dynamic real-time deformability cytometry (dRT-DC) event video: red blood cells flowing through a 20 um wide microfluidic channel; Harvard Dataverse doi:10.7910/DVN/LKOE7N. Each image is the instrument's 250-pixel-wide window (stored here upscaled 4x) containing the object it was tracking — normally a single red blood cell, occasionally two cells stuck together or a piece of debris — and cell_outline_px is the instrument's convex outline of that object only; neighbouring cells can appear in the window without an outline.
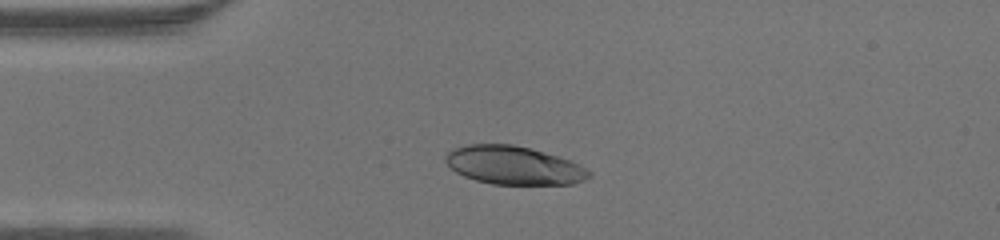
{"species": "human", "species_latin": "Homo sapiens", "temperature_condition": "warm", "stored_images_in_passage": 36, "camera_frame_rate_fps": 3000, "um_per_image_px": 0.085, "donor": {"sex": "male"}, "frame": {"image": 1, "passage_image": 1, "time_ms": 0.0, "image_size_px": [1000, 240], "cell_outline_px": [[592, 176], [584, 180], [572, 184], [492, 184], [476, 180], [464, 176], [456, 172], [444, 160], [444, 156], [452, 148], [468, 144], [512, 144], [544, 152], [572, 160], [592, 172]], "centroid_in_image_um": [43.67, 14.05], "position_along_channel_um": 41.3, "area_um2": 32.14}}
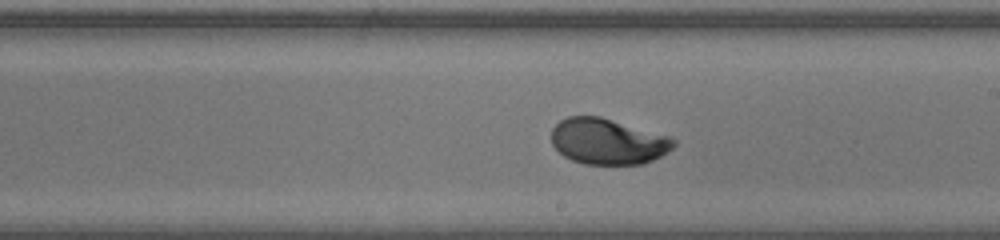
{"frame": {"image": 2, "passage_image": 16, "time_ms": 5.0, "image_size_px": [1000, 240], "cell_outline_px": [[676, 144], [668, 152], [644, 164], [584, 164], [572, 160], [564, 156], [552, 144], [552, 128], [560, 120], [568, 116], [600, 116], [668, 136], [676, 140]], "centroid_in_image_um": [51.65, 12.02], "position_along_channel_um": 237.3, "area_um2": 32.54}}
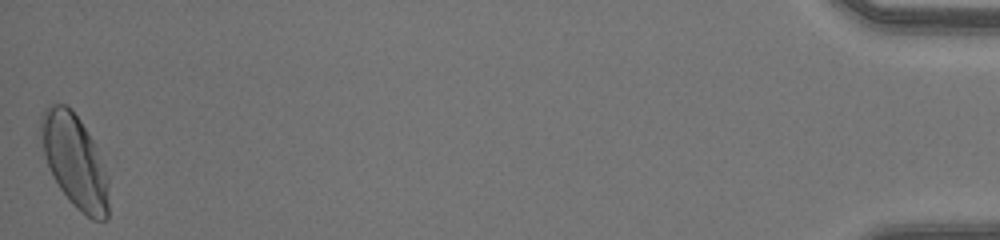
{"frame": {"image": 3, "passage_image": 36, "time_ms": 11.667, "image_size_px": [1000, 240], "cell_outline_px": [[108, 216], [104, 220], [92, 220], [76, 208], [68, 200], [52, 176], [44, 156], [40, 128], [40, 116], [52, 104], [64, 104], [80, 120], [92, 140], [108, 176]], "centroid_in_image_um": [6.34, 13.74], "position_along_channel_um": 428.9, "area_um2": 36.3}}